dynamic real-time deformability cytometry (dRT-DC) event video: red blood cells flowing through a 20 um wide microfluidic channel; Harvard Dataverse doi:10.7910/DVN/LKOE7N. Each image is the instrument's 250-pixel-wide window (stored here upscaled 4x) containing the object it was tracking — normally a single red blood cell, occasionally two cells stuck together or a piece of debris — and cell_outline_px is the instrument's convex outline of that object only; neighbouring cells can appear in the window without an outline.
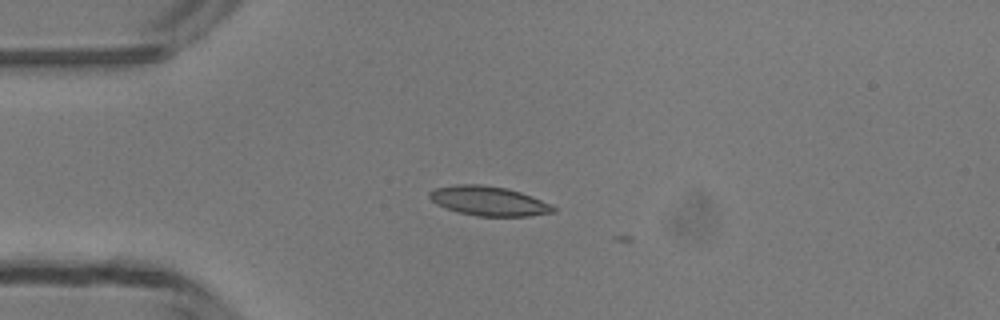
{"species": "common noctule bat (a hibernating species)", "species_latin": "Nyctalus noctula", "temperature_condition": "room temperature", "stored_images_in_passage": 4, "camera_frame_rate_fps": 3000, "um_per_image_px": 0.085, "animal": {"sex": "male", "body_mass_g": 13.3}, "frame": {"image": 1, "passage_image": 3, "time_ms": 0.667, "image_size_px": [1000, 320], "cell_outline_px": [[556, 212], [528, 216], [476, 216], [456, 212], [436, 204], [428, 196], [428, 192], [436, 188], [456, 184], [480, 184], [508, 188], [532, 196], [556, 208]], "centroid_in_image_um": [41.51, 17.08], "position_along_channel_um": 43.5, "area_um2": 21.27}}